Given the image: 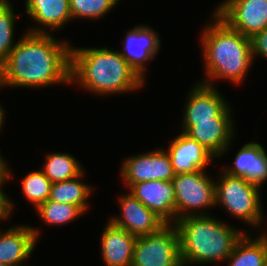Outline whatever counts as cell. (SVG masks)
I'll use <instances>...</instances> for the list:
<instances>
[{"label":"cell","mask_w":267,"mask_h":266,"mask_svg":"<svg viewBox=\"0 0 267 266\" xmlns=\"http://www.w3.org/2000/svg\"><path fill=\"white\" fill-rule=\"evenodd\" d=\"M58 39L53 33L25 31L0 64V88L71 85V45L67 39Z\"/></svg>","instance_id":"cell-1"},{"label":"cell","mask_w":267,"mask_h":266,"mask_svg":"<svg viewBox=\"0 0 267 266\" xmlns=\"http://www.w3.org/2000/svg\"><path fill=\"white\" fill-rule=\"evenodd\" d=\"M145 82L118 50L71 46L70 84L93 95L108 96L142 89Z\"/></svg>","instance_id":"cell-2"},{"label":"cell","mask_w":267,"mask_h":266,"mask_svg":"<svg viewBox=\"0 0 267 266\" xmlns=\"http://www.w3.org/2000/svg\"><path fill=\"white\" fill-rule=\"evenodd\" d=\"M212 17L199 38L206 74L199 82L214 86L215 80L224 79L241 85L254 61L250 38L230 27L214 11Z\"/></svg>","instance_id":"cell-3"},{"label":"cell","mask_w":267,"mask_h":266,"mask_svg":"<svg viewBox=\"0 0 267 266\" xmlns=\"http://www.w3.org/2000/svg\"><path fill=\"white\" fill-rule=\"evenodd\" d=\"M227 224L212 215L178 219L174 225L183 266L225 262L236 243L248 232Z\"/></svg>","instance_id":"cell-4"},{"label":"cell","mask_w":267,"mask_h":266,"mask_svg":"<svg viewBox=\"0 0 267 266\" xmlns=\"http://www.w3.org/2000/svg\"><path fill=\"white\" fill-rule=\"evenodd\" d=\"M216 179L215 205H221L230 216L255 228L266 221L260 188L243 177L229 175L223 170Z\"/></svg>","instance_id":"cell-5"},{"label":"cell","mask_w":267,"mask_h":266,"mask_svg":"<svg viewBox=\"0 0 267 266\" xmlns=\"http://www.w3.org/2000/svg\"><path fill=\"white\" fill-rule=\"evenodd\" d=\"M206 171L175 174L172 178L175 193V222L188 216H207L211 213H205L204 210L216 208L215 179L209 177Z\"/></svg>","instance_id":"cell-6"},{"label":"cell","mask_w":267,"mask_h":266,"mask_svg":"<svg viewBox=\"0 0 267 266\" xmlns=\"http://www.w3.org/2000/svg\"><path fill=\"white\" fill-rule=\"evenodd\" d=\"M131 266H183L179 235L174 224L136 238Z\"/></svg>","instance_id":"cell-7"},{"label":"cell","mask_w":267,"mask_h":266,"mask_svg":"<svg viewBox=\"0 0 267 266\" xmlns=\"http://www.w3.org/2000/svg\"><path fill=\"white\" fill-rule=\"evenodd\" d=\"M230 105L217 117L215 122H181L180 132L196 140L214 157V161L223 157L235 137V126ZM217 158V159H216Z\"/></svg>","instance_id":"cell-8"},{"label":"cell","mask_w":267,"mask_h":266,"mask_svg":"<svg viewBox=\"0 0 267 266\" xmlns=\"http://www.w3.org/2000/svg\"><path fill=\"white\" fill-rule=\"evenodd\" d=\"M119 171L126 188L143 181H172L175 176L168 152L158 147L125 158Z\"/></svg>","instance_id":"cell-9"},{"label":"cell","mask_w":267,"mask_h":266,"mask_svg":"<svg viewBox=\"0 0 267 266\" xmlns=\"http://www.w3.org/2000/svg\"><path fill=\"white\" fill-rule=\"evenodd\" d=\"M214 9L230 27L248 38L267 28V0H224Z\"/></svg>","instance_id":"cell-10"},{"label":"cell","mask_w":267,"mask_h":266,"mask_svg":"<svg viewBox=\"0 0 267 266\" xmlns=\"http://www.w3.org/2000/svg\"><path fill=\"white\" fill-rule=\"evenodd\" d=\"M161 38L157 31L147 25H134L127 31L119 53L144 80L147 64L155 59L160 51Z\"/></svg>","instance_id":"cell-11"},{"label":"cell","mask_w":267,"mask_h":266,"mask_svg":"<svg viewBox=\"0 0 267 266\" xmlns=\"http://www.w3.org/2000/svg\"><path fill=\"white\" fill-rule=\"evenodd\" d=\"M118 203L121 214L113 216L109 221L136 237L153 234L166 225L131 193L120 195Z\"/></svg>","instance_id":"cell-12"},{"label":"cell","mask_w":267,"mask_h":266,"mask_svg":"<svg viewBox=\"0 0 267 266\" xmlns=\"http://www.w3.org/2000/svg\"><path fill=\"white\" fill-rule=\"evenodd\" d=\"M187 94L182 122H215V117L230 105L215 86L199 81Z\"/></svg>","instance_id":"cell-13"},{"label":"cell","mask_w":267,"mask_h":266,"mask_svg":"<svg viewBox=\"0 0 267 266\" xmlns=\"http://www.w3.org/2000/svg\"><path fill=\"white\" fill-rule=\"evenodd\" d=\"M40 228L19 224L0 231V263L12 266H27L39 242ZM24 264V265H23Z\"/></svg>","instance_id":"cell-14"},{"label":"cell","mask_w":267,"mask_h":266,"mask_svg":"<svg viewBox=\"0 0 267 266\" xmlns=\"http://www.w3.org/2000/svg\"><path fill=\"white\" fill-rule=\"evenodd\" d=\"M128 192L166 224L175 223V193L172 181L150 180L138 182Z\"/></svg>","instance_id":"cell-15"},{"label":"cell","mask_w":267,"mask_h":266,"mask_svg":"<svg viewBox=\"0 0 267 266\" xmlns=\"http://www.w3.org/2000/svg\"><path fill=\"white\" fill-rule=\"evenodd\" d=\"M171 165L175 174L194 173L206 170L209 163L215 158L207 149L196 140L180 132L168 145Z\"/></svg>","instance_id":"cell-16"},{"label":"cell","mask_w":267,"mask_h":266,"mask_svg":"<svg viewBox=\"0 0 267 266\" xmlns=\"http://www.w3.org/2000/svg\"><path fill=\"white\" fill-rule=\"evenodd\" d=\"M24 8L28 17L36 22L35 27L27 29L30 33L50 34L73 20L69 0H26Z\"/></svg>","instance_id":"cell-17"},{"label":"cell","mask_w":267,"mask_h":266,"mask_svg":"<svg viewBox=\"0 0 267 266\" xmlns=\"http://www.w3.org/2000/svg\"><path fill=\"white\" fill-rule=\"evenodd\" d=\"M227 167V168H226ZM223 167V171L232 176L243 177L251 185L261 189L267 180V153L257 142H248L238 150L234 165Z\"/></svg>","instance_id":"cell-18"},{"label":"cell","mask_w":267,"mask_h":266,"mask_svg":"<svg viewBox=\"0 0 267 266\" xmlns=\"http://www.w3.org/2000/svg\"><path fill=\"white\" fill-rule=\"evenodd\" d=\"M136 236L108 221L101 233V258L105 266H131Z\"/></svg>","instance_id":"cell-19"},{"label":"cell","mask_w":267,"mask_h":266,"mask_svg":"<svg viewBox=\"0 0 267 266\" xmlns=\"http://www.w3.org/2000/svg\"><path fill=\"white\" fill-rule=\"evenodd\" d=\"M245 233L225 262L228 266H267V239Z\"/></svg>","instance_id":"cell-20"},{"label":"cell","mask_w":267,"mask_h":266,"mask_svg":"<svg viewBox=\"0 0 267 266\" xmlns=\"http://www.w3.org/2000/svg\"><path fill=\"white\" fill-rule=\"evenodd\" d=\"M84 175L85 171L72 179L53 183L48 200L77 205L86 213L87 209L90 207L89 201L87 200H89L92 195L93 187L83 182L82 179Z\"/></svg>","instance_id":"cell-21"},{"label":"cell","mask_w":267,"mask_h":266,"mask_svg":"<svg viewBox=\"0 0 267 266\" xmlns=\"http://www.w3.org/2000/svg\"><path fill=\"white\" fill-rule=\"evenodd\" d=\"M45 159L41 170L52 183L72 179L84 171L81 162L69 153L50 152Z\"/></svg>","instance_id":"cell-22"},{"label":"cell","mask_w":267,"mask_h":266,"mask_svg":"<svg viewBox=\"0 0 267 266\" xmlns=\"http://www.w3.org/2000/svg\"><path fill=\"white\" fill-rule=\"evenodd\" d=\"M35 211H37L39 219L48 226H62L85 214L77 205L50 200L39 205Z\"/></svg>","instance_id":"cell-23"},{"label":"cell","mask_w":267,"mask_h":266,"mask_svg":"<svg viewBox=\"0 0 267 266\" xmlns=\"http://www.w3.org/2000/svg\"><path fill=\"white\" fill-rule=\"evenodd\" d=\"M10 0L0 1V64L9 56L14 46L15 23L19 17L15 14Z\"/></svg>","instance_id":"cell-24"},{"label":"cell","mask_w":267,"mask_h":266,"mask_svg":"<svg viewBox=\"0 0 267 266\" xmlns=\"http://www.w3.org/2000/svg\"><path fill=\"white\" fill-rule=\"evenodd\" d=\"M21 183L23 196L33 204L34 209L49 199L53 183L41 169L29 172Z\"/></svg>","instance_id":"cell-25"},{"label":"cell","mask_w":267,"mask_h":266,"mask_svg":"<svg viewBox=\"0 0 267 266\" xmlns=\"http://www.w3.org/2000/svg\"><path fill=\"white\" fill-rule=\"evenodd\" d=\"M120 0H69L72 19H101L109 13Z\"/></svg>","instance_id":"cell-26"},{"label":"cell","mask_w":267,"mask_h":266,"mask_svg":"<svg viewBox=\"0 0 267 266\" xmlns=\"http://www.w3.org/2000/svg\"><path fill=\"white\" fill-rule=\"evenodd\" d=\"M9 170L10 168L7 167V174L3 178H0V221L7 220L8 218L10 219V216L14 211L15 204L3 190V185L6 184L7 180L9 181L12 178V172Z\"/></svg>","instance_id":"cell-27"},{"label":"cell","mask_w":267,"mask_h":266,"mask_svg":"<svg viewBox=\"0 0 267 266\" xmlns=\"http://www.w3.org/2000/svg\"><path fill=\"white\" fill-rule=\"evenodd\" d=\"M250 43L253 60L256 56L267 59V28L253 35L250 38Z\"/></svg>","instance_id":"cell-28"},{"label":"cell","mask_w":267,"mask_h":266,"mask_svg":"<svg viewBox=\"0 0 267 266\" xmlns=\"http://www.w3.org/2000/svg\"><path fill=\"white\" fill-rule=\"evenodd\" d=\"M8 161L0 153V178H3L7 174Z\"/></svg>","instance_id":"cell-29"},{"label":"cell","mask_w":267,"mask_h":266,"mask_svg":"<svg viewBox=\"0 0 267 266\" xmlns=\"http://www.w3.org/2000/svg\"><path fill=\"white\" fill-rule=\"evenodd\" d=\"M5 118H6L5 111L0 104V132L3 130L2 128H3V124H5L4 123Z\"/></svg>","instance_id":"cell-30"},{"label":"cell","mask_w":267,"mask_h":266,"mask_svg":"<svg viewBox=\"0 0 267 266\" xmlns=\"http://www.w3.org/2000/svg\"><path fill=\"white\" fill-rule=\"evenodd\" d=\"M267 227V225H266ZM265 239H267V230L265 229L263 232L260 233Z\"/></svg>","instance_id":"cell-31"},{"label":"cell","mask_w":267,"mask_h":266,"mask_svg":"<svg viewBox=\"0 0 267 266\" xmlns=\"http://www.w3.org/2000/svg\"><path fill=\"white\" fill-rule=\"evenodd\" d=\"M0 266H12V265L0 263Z\"/></svg>","instance_id":"cell-32"}]
</instances>
